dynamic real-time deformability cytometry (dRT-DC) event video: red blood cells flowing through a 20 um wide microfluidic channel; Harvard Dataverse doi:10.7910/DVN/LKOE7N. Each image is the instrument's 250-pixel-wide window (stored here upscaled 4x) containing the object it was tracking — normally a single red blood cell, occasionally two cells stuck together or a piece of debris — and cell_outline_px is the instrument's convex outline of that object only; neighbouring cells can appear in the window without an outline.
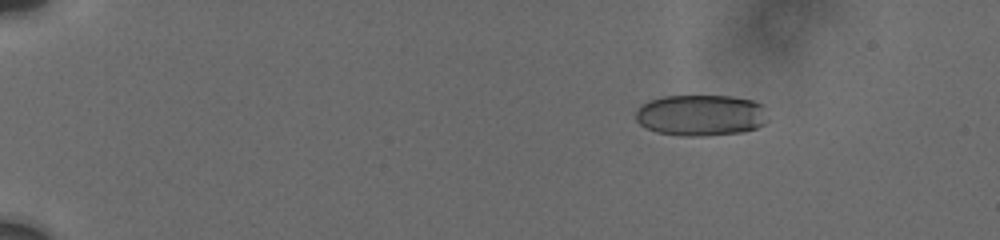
{"species": "human", "species_latin": "Homo sapiens", "temperature_condition": "cold", "stored_images_in_passage": 23, "camera_frame_rate_fps": 3000, "um_per_image_px": 0.085, "donor": {"sex": "male"}, "frame": {"image": 1, "passage_image": 6, "time_ms": 3.0, "image_size_px": [1000, 240], "cell_outline_px": [[768, 120], [764, 124], [756, 128], [740, 132], [704, 136], [684, 136], [656, 132], [640, 124], [636, 120], [636, 108], [640, 104], [648, 100], [664, 96], [732, 96], [752, 100], [760, 104]], "centroid_in_image_um": [59.53, 9.79], "position_along_channel_um": 25.5, "area_um2": 31.79}}
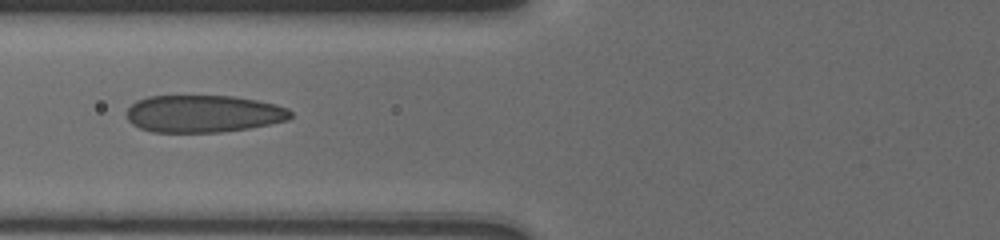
{"frame": {"image": 2, "passage_image": 16, "time_ms": 8.333, "image_size_px": [1000, 240], "cell_outline_px": [[292, 116], [288, 120], [248, 128], [220, 132], [152, 132], [140, 128], [132, 124], [124, 116], [124, 112], [136, 100], [148, 96], [232, 96], [256, 100], [276, 104], [288, 108], [292, 112]], "centroid_in_image_um": [17.25, 9.66], "position_along_channel_um": 108.6, "area_um2": 35.84}}
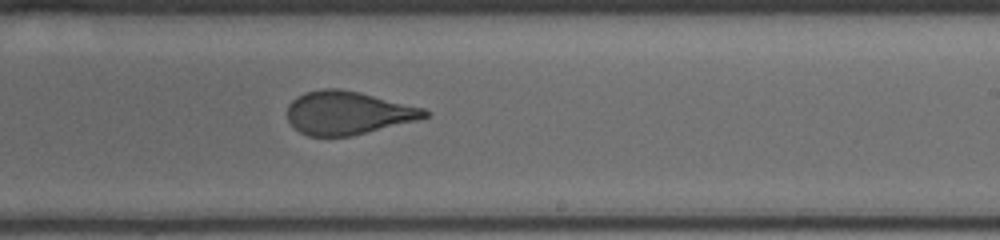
{"frame": {"image": 3, "passage_image": 23, "time_ms": 12.333, "image_size_px": [1000, 240], "cell_outline_px": [[428, 116], [416, 120], [352, 136], [308, 136], [300, 132], [288, 120], [288, 104], [296, 96], [304, 92], [324, 88], [340, 88], [360, 92], [424, 108], [428, 112]], "centroid_in_image_um": [29.54, 9.58], "position_along_channel_um": 259.5, "area_um2": 34.51}}